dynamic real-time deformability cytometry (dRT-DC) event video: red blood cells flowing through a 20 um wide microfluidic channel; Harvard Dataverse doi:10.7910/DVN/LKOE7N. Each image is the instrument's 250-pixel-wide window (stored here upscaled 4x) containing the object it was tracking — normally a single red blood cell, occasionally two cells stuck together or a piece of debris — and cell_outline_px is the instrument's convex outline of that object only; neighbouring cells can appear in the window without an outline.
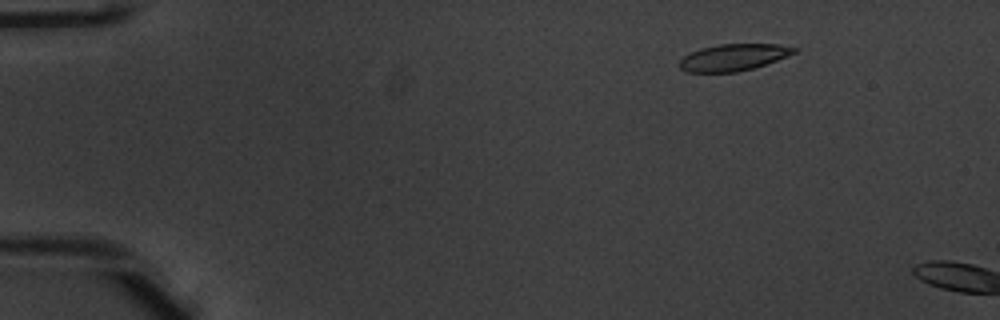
{"species": "common noctule bat (a hibernating species)", "species_latin": "Nyctalus noctula", "temperature_condition": "warm", "stored_images_in_passage": 5, "camera_frame_rate_fps": 3000, "um_per_image_px": 0.085, "animal": {"sex": "male", "body_mass_g": 20.1, "forearm_length_mm": 53.5}, "frame": {"image": 1, "passage_image": 2, "time_ms": 0.333, "image_size_px": [1000, 320], "cell_outline_px": [[800, 48], [796, 52], [788, 56], [752, 68], [736, 72], [688, 72], [680, 68], [680, 60], [684, 56], [700, 48], [720, 44], [776, 44]], "centroid_in_image_um": [62.36, 4.87], "position_along_channel_um": 22.6, "area_um2": 17.69}}